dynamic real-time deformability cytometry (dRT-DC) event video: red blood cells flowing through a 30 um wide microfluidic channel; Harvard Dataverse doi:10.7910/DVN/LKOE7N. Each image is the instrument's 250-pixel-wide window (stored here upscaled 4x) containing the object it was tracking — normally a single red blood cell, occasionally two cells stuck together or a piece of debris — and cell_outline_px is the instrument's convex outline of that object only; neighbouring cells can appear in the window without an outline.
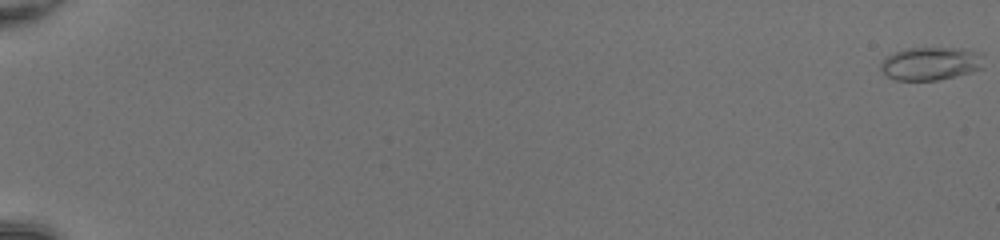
{"species": "common noctule bat (a hibernating species)", "species_latin": "Nyctalus noctula", "temperature_condition": "room temperature", "stored_images_in_passage": 52, "camera_frame_rate_fps": 3000, "um_per_image_px": 0.085, "animal": {"sex": "female", "body_mass_g": 20.0, "forearm_length_mm": 54.0}, "frame": {"image": 1, "passage_image": 1, "time_ms": 0.0, "image_size_px": [1000, 240], "cell_outline_px": [[984, 68], [972, 72], [936, 80], [896, 80], [888, 76], [880, 68], [880, 64], [884, 56], [908, 48], [960, 48], [980, 52]], "centroid_in_image_um": [79.11, 5.4], "position_along_channel_um": 5.9, "area_um2": 19.88}}
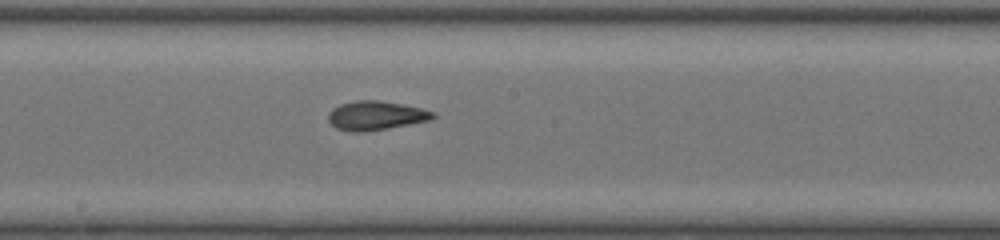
{"frame": {"image": 2, "passage_image": 32, "time_ms": 10.333, "image_size_px": [1000, 240], "cell_outline_px": [[436, 116], [432, 120], [388, 128], [364, 132], [352, 132], [336, 128], [328, 120], [328, 112], [332, 108], [340, 104], [356, 100], [380, 100], [420, 108], [436, 112]], "centroid_in_image_um": [31.94, 9.82], "position_along_channel_um": 216.3, "area_um2": 17.8}}
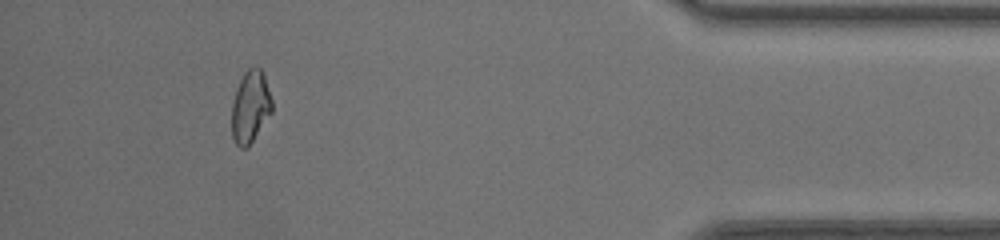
{"frame": {"image": 3, "passage_image": 49, "time_ms": 16.0, "image_size_px": [1000, 240], "cell_outline_px": [[272, 112], [248, 148], [240, 148], [236, 144], [232, 136], [232, 104], [236, 88], [244, 72], [248, 68], [260, 68], [264, 72], [272, 100]], "centroid_in_image_um": [21.29, 9.08], "position_along_channel_um": 413.9, "area_um2": 17.05}, "authors_computed_cell_mechanics": {"area_um2": 17.6868, "velocity_mm_per_s": 4.2675, "shape_relaxation_time_tau1_ms": null, "shape_relaxation_time_tau2_ms": 1.6347, "deformation_change_tau1": null, "deformation_change_tau2": 0.0653}}